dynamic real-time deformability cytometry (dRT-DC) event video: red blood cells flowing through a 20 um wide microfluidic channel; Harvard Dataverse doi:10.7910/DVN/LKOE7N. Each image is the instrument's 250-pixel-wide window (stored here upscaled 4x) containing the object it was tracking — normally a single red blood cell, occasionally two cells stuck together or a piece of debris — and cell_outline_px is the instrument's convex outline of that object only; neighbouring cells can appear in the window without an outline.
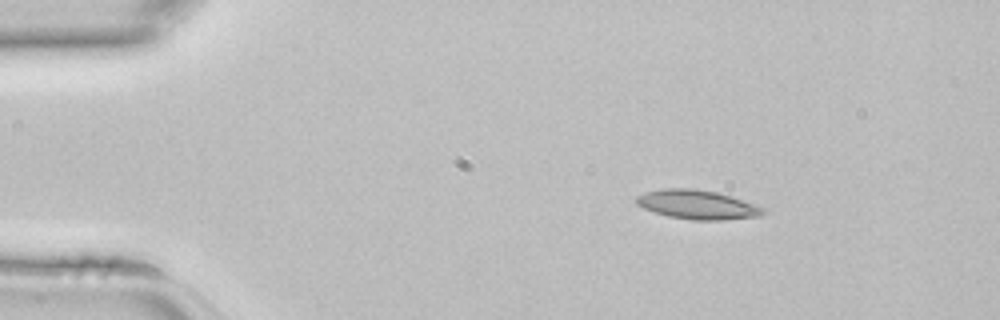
{"species": "common noctule bat (a hibernating species)", "species_latin": "Nyctalus noctula", "temperature_condition": "room temperature", "stored_images_in_passage": 38, "camera_frame_rate_fps": 3000, "um_per_image_px": 0.085, "animal": {"sex": "female", "body_mass_g": 22.7, "forearm_length_mm": 54.2}, "frame": {"image": 1, "passage_image": 1, "time_ms": 0.0, "image_size_px": [1000, 320], "cell_outline_px": [[764, 212], [760, 216], [724, 220], [692, 220], [668, 216], [644, 208], [636, 204], [636, 196], [644, 192], [664, 188], [696, 188], [716, 192], [744, 200], [764, 208]], "centroid_in_image_um": [59.26, 17.39], "position_along_channel_um": 25.7, "area_um2": 21.5}}
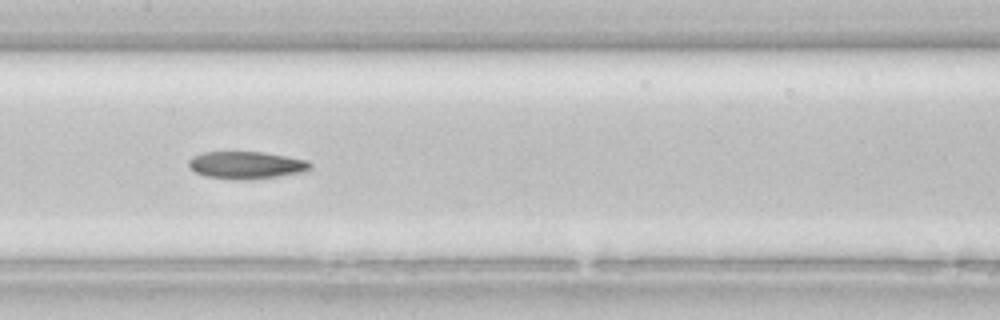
{"frame": {"image": 2, "passage_image": 16, "time_ms": 5.0, "image_size_px": [1000, 320], "cell_outline_px": [[312, 168], [304, 172], [248, 180], [236, 180], [204, 176], [188, 168], [188, 160], [192, 156], [204, 152], [260, 152], [308, 160], [312, 164]], "centroid_in_image_um": [20.9, 14.04], "position_along_channel_um": 186.5, "area_um2": 19.48}}
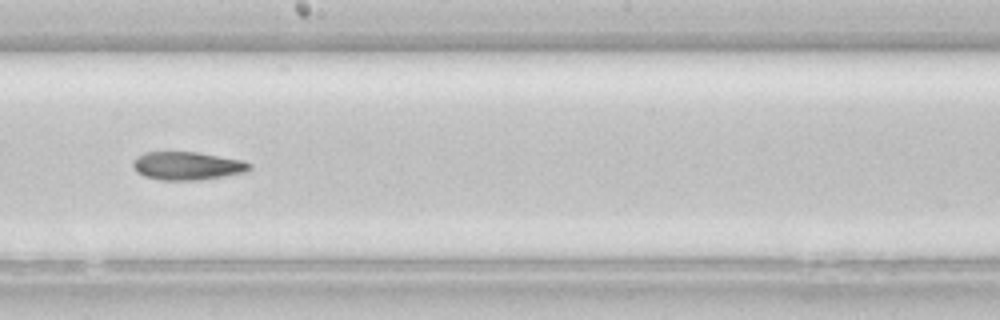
{"frame": {"image": 3, "passage_image": 19, "time_ms": 6.0, "image_size_px": [1000, 320], "cell_outline_px": [[252, 168], [244, 172], [200, 180], [160, 180], [144, 176], [136, 172], [132, 164], [132, 160], [136, 156], [144, 152], [196, 152], [244, 160], [252, 164]], "centroid_in_image_um": [15.89, 14.09], "position_along_channel_um": 232.3, "area_um2": 19.25}}